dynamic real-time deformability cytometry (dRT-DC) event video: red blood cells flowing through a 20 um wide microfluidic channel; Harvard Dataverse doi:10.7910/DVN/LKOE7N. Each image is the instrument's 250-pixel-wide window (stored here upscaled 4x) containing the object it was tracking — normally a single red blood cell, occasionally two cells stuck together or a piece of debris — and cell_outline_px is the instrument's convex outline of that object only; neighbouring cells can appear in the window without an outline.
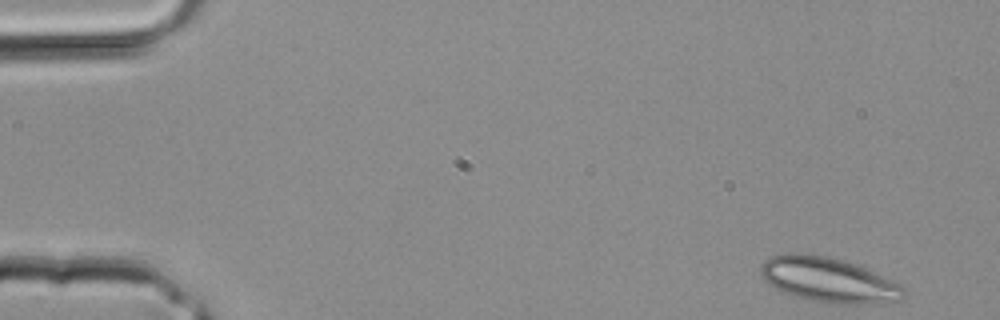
{"species": "common noctule bat (a hibernating species)", "species_latin": "Nyctalus noctula", "temperature_condition": "room temperature", "stored_images_in_passage": 3, "camera_frame_rate_fps": 3000, "um_per_image_px": 0.085, "animal": {"sex": "male", "body_mass_g": 20.4}, "frame": {"image": 1, "passage_image": 1, "time_ms": 0.0, "image_size_px": [1000, 320], "cell_outline_px": [[904, 296], [900, 300], [856, 304], [840, 304], [812, 300], [776, 288], [764, 280], [760, 276], [760, 264], [764, 260], [772, 256], [784, 252], [800, 252], [824, 256], [840, 260], [868, 268], [900, 284], [904, 288]], "centroid_in_image_um": [70.4, 23.76], "position_along_channel_um": 14.6, "area_um2": 36.99}}